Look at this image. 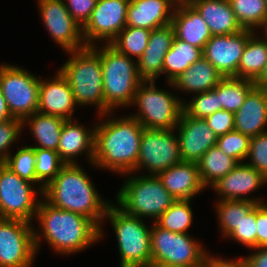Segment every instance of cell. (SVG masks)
Masks as SVG:
<instances>
[{
    "label": "cell",
    "mask_w": 267,
    "mask_h": 267,
    "mask_svg": "<svg viewBox=\"0 0 267 267\" xmlns=\"http://www.w3.org/2000/svg\"><path fill=\"white\" fill-rule=\"evenodd\" d=\"M95 125L93 165L130 176L137 164L144 127L132 116L108 118Z\"/></svg>",
    "instance_id": "6da1fadb"
},
{
    "label": "cell",
    "mask_w": 267,
    "mask_h": 267,
    "mask_svg": "<svg viewBox=\"0 0 267 267\" xmlns=\"http://www.w3.org/2000/svg\"><path fill=\"white\" fill-rule=\"evenodd\" d=\"M42 200L39 202L35 217L43 232L34 230L37 253L41 238L49 243L54 252L63 255L75 254L99 241L100 228L92 220L79 213L53 207Z\"/></svg>",
    "instance_id": "7a4b0ae2"
},
{
    "label": "cell",
    "mask_w": 267,
    "mask_h": 267,
    "mask_svg": "<svg viewBox=\"0 0 267 267\" xmlns=\"http://www.w3.org/2000/svg\"><path fill=\"white\" fill-rule=\"evenodd\" d=\"M44 200L53 207L79 213L92 220L104 236L102 221L110 205L104 201L89 176L79 164H66L58 175L44 188Z\"/></svg>",
    "instance_id": "3957f363"
},
{
    "label": "cell",
    "mask_w": 267,
    "mask_h": 267,
    "mask_svg": "<svg viewBox=\"0 0 267 267\" xmlns=\"http://www.w3.org/2000/svg\"><path fill=\"white\" fill-rule=\"evenodd\" d=\"M104 44L100 49L96 45L90 46L100 56L103 73L105 114H101V118L111 115L118 107H129L137 87L143 82L138 75L136 61L110 43Z\"/></svg>",
    "instance_id": "277c9868"
},
{
    "label": "cell",
    "mask_w": 267,
    "mask_h": 267,
    "mask_svg": "<svg viewBox=\"0 0 267 267\" xmlns=\"http://www.w3.org/2000/svg\"><path fill=\"white\" fill-rule=\"evenodd\" d=\"M67 53L71 57L59 70L67 78L77 106L95 105L98 116L105 114L100 56L90 46Z\"/></svg>",
    "instance_id": "5b68a950"
},
{
    "label": "cell",
    "mask_w": 267,
    "mask_h": 267,
    "mask_svg": "<svg viewBox=\"0 0 267 267\" xmlns=\"http://www.w3.org/2000/svg\"><path fill=\"white\" fill-rule=\"evenodd\" d=\"M116 197L118 206L126 213L140 219L150 217L155 222L176 200L158 175L143 174L124 181Z\"/></svg>",
    "instance_id": "8992f818"
},
{
    "label": "cell",
    "mask_w": 267,
    "mask_h": 267,
    "mask_svg": "<svg viewBox=\"0 0 267 267\" xmlns=\"http://www.w3.org/2000/svg\"><path fill=\"white\" fill-rule=\"evenodd\" d=\"M105 217L113 225L120 253V267H151V226L110 203Z\"/></svg>",
    "instance_id": "52a82bcc"
},
{
    "label": "cell",
    "mask_w": 267,
    "mask_h": 267,
    "mask_svg": "<svg viewBox=\"0 0 267 267\" xmlns=\"http://www.w3.org/2000/svg\"><path fill=\"white\" fill-rule=\"evenodd\" d=\"M155 81H143L136 90L132 104L138 113L130 116L147 129L169 130L176 128L183 112V102L178 96L156 88Z\"/></svg>",
    "instance_id": "ba28073f"
},
{
    "label": "cell",
    "mask_w": 267,
    "mask_h": 267,
    "mask_svg": "<svg viewBox=\"0 0 267 267\" xmlns=\"http://www.w3.org/2000/svg\"><path fill=\"white\" fill-rule=\"evenodd\" d=\"M151 267H202L206 250L186 233L151 225Z\"/></svg>",
    "instance_id": "9c48e42d"
},
{
    "label": "cell",
    "mask_w": 267,
    "mask_h": 267,
    "mask_svg": "<svg viewBox=\"0 0 267 267\" xmlns=\"http://www.w3.org/2000/svg\"><path fill=\"white\" fill-rule=\"evenodd\" d=\"M40 78L14 65H0V90L13 118L24 120L38 112Z\"/></svg>",
    "instance_id": "30bf717a"
},
{
    "label": "cell",
    "mask_w": 267,
    "mask_h": 267,
    "mask_svg": "<svg viewBox=\"0 0 267 267\" xmlns=\"http://www.w3.org/2000/svg\"><path fill=\"white\" fill-rule=\"evenodd\" d=\"M32 184V185H31ZM33 183L21 179L4 164H0V218L18 219L33 223L42 191L35 190Z\"/></svg>",
    "instance_id": "8fae6325"
},
{
    "label": "cell",
    "mask_w": 267,
    "mask_h": 267,
    "mask_svg": "<svg viewBox=\"0 0 267 267\" xmlns=\"http://www.w3.org/2000/svg\"><path fill=\"white\" fill-rule=\"evenodd\" d=\"M173 130L144 128L134 172L145 168L149 175H158L182 161L177 134L174 135Z\"/></svg>",
    "instance_id": "7c38bea8"
},
{
    "label": "cell",
    "mask_w": 267,
    "mask_h": 267,
    "mask_svg": "<svg viewBox=\"0 0 267 267\" xmlns=\"http://www.w3.org/2000/svg\"><path fill=\"white\" fill-rule=\"evenodd\" d=\"M23 220L0 218V267H32L34 228Z\"/></svg>",
    "instance_id": "4fadbf2b"
},
{
    "label": "cell",
    "mask_w": 267,
    "mask_h": 267,
    "mask_svg": "<svg viewBox=\"0 0 267 267\" xmlns=\"http://www.w3.org/2000/svg\"><path fill=\"white\" fill-rule=\"evenodd\" d=\"M130 0H97L91 17L82 28L86 46L94 41L110 43L125 27Z\"/></svg>",
    "instance_id": "5bb4252c"
},
{
    "label": "cell",
    "mask_w": 267,
    "mask_h": 267,
    "mask_svg": "<svg viewBox=\"0 0 267 267\" xmlns=\"http://www.w3.org/2000/svg\"><path fill=\"white\" fill-rule=\"evenodd\" d=\"M37 3L46 29L63 50L69 52L87 47L82 27L71 17L64 0H38Z\"/></svg>",
    "instance_id": "9a60e30c"
},
{
    "label": "cell",
    "mask_w": 267,
    "mask_h": 267,
    "mask_svg": "<svg viewBox=\"0 0 267 267\" xmlns=\"http://www.w3.org/2000/svg\"><path fill=\"white\" fill-rule=\"evenodd\" d=\"M256 31L244 29L236 34L212 36L202 53L223 77H236L248 39Z\"/></svg>",
    "instance_id": "2e32d148"
},
{
    "label": "cell",
    "mask_w": 267,
    "mask_h": 267,
    "mask_svg": "<svg viewBox=\"0 0 267 267\" xmlns=\"http://www.w3.org/2000/svg\"><path fill=\"white\" fill-rule=\"evenodd\" d=\"M175 129L182 161L197 163L218 139L205 119L189 117L184 112Z\"/></svg>",
    "instance_id": "e0dca14e"
},
{
    "label": "cell",
    "mask_w": 267,
    "mask_h": 267,
    "mask_svg": "<svg viewBox=\"0 0 267 267\" xmlns=\"http://www.w3.org/2000/svg\"><path fill=\"white\" fill-rule=\"evenodd\" d=\"M265 184H267V180L260 172L246 163H239L211 187L218 196H221L219 200H245L258 204L263 203V200L246 196Z\"/></svg>",
    "instance_id": "ac0fdd59"
},
{
    "label": "cell",
    "mask_w": 267,
    "mask_h": 267,
    "mask_svg": "<svg viewBox=\"0 0 267 267\" xmlns=\"http://www.w3.org/2000/svg\"><path fill=\"white\" fill-rule=\"evenodd\" d=\"M75 101L67 78L59 70L51 80L40 79L38 112L71 120Z\"/></svg>",
    "instance_id": "d6986e66"
},
{
    "label": "cell",
    "mask_w": 267,
    "mask_h": 267,
    "mask_svg": "<svg viewBox=\"0 0 267 267\" xmlns=\"http://www.w3.org/2000/svg\"><path fill=\"white\" fill-rule=\"evenodd\" d=\"M175 38L171 24L151 32L147 47L137 61V71L143 81H156L162 74L164 57L172 47Z\"/></svg>",
    "instance_id": "ffe728a7"
},
{
    "label": "cell",
    "mask_w": 267,
    "mask_h": 267,
    "mask_svg": "<svg viewBox=\"0 0 267 267\" xmlns=\"http://www.w3.org/2000/svg\"><path fill=\"white\" fill-rule=\"evenodd\" d=\"M174 9L175 6L168 0H130L126 26L148 30L168 26Z\"/></svg>",
    "instance_id": "44dd1931"
},
{
    "label": "cell",
    "mask_w": 267,
    "mask_h": 267,
    "mask_svg": "<svg viewBox=\"0 0 267 267\" xmlns=\"http://www.w3.org/2000/svg\"><path fill=\"white\" fill-rule=\"evenodd\" d=\"M234 130L250 137L267 132V90L254 87L234 113Z\"/></svg>",
    "instance_id": "7402d4cb"
},
{
    "label": "cell",
    "mask_w": 267,
    "mask_h": 267,
    "mask_svg": "<svg viewBox=\"0 0 267 267\" xmlns=\"http://www.w3.org/2000/svg\"><path fill=\"white\" fill-rule=\"evenodd\" d=\"M158 177L175 199L193 200L194 196L206 189L195 162L181 161L160 172Z\"/></svg>",
    "instance_id": "603a6c76"
},
{
    "label": "cell",
    "mask_w": 267,
    "mask_h": 267,
    "mask_svg": "<svg viewBox=\"0 0 267 267\" xmlns=\"http://www.w3.org/2000/svg\"><path fill=\"white\" fill-rule=\"evenodd\" d=\"M65 120L61 132L57 153L66 164H77L75 157L85 154L93 164L94 160V142H95V125L87 129L78 122ZM91 129V131H90Z\"/></svg>",
    "instance_id": "cb8c5ba5"
},
{
    "label": "cell",
    "mask_w": 267,
    "mask_h": 267,
    "mask_svg": "<svg viewBox=\"0 0 267 267\" xmlns=\"http://www.w3.org/2000/svg\"><path fill=\"white\" fill-rule=\"evenodd\" d=\"M171 25L177 39L202 50L212 37L207 23L191 4L175 7Z\"/></svg>",
    "instance_id": "d4e9b609"
},
{
    "label": "cell",
    "mask_w": 267,
    "mask_h": 267,
    "mask_svg": "<svg viewBox=\"0 0 267 267\" xmlns=\"http://www.w3.org/2000/svg\"><path fill=\"white\" fill-rule=\"evenodd\" d=\"M190 4L207 23L212 36L236 34L244 30L229 0H191Z\"/></svg>",
    "instance_id": "484cf974"
},
{
    "label": "cell",
    "mask_w": 267,
    "mask_h": 267,
    "mask_svg": "<svg viewBox=\"0 0 267 267\" xmlns=\"http://www.w3.org/2000/svg\"><path fill=\"white\" fill-rule=\"evenodd\" d=\"M222 78L217 69L202 56L168 85L187 93H201L213 90Z\"/></svg>",
    "instance_id": "4316f807"
},
{
    "label": "cell",
    "mask_w": 267,
    "mask_h": 267,
    "mask_svg": "<svg viewBox=\"0 0 267 267\" xmlns=\"http://www.w3.org/2000/svg\"><path fill=\"white\" fill-rule=\"evenodd\" d=\"M64 122L63 118L35 112L26 117L22 124L23 128L25 124L30 127L38 143L32 147L57 151Z\"/></svg>",
    "instance_id": "83f0119b"
},
{
    "label": "cell",
    "mask_w": 267,
    "mask_h": 267,
    "mask_svg": "<svg viewBox=\"0 0 267 267\" xmlns=\"http://www.w3.org/2000/svg\"><path fill=\"white\" fill-rule=\"evenodd\" d=\"M202 56V49L175 37L172 47L164 57L162 74H165L167 82L171 83Z\"/></svg>",
    "instance_id": "f1b7e54d"
},
{
    "label": "cell",
    "mask_w": 267,
    "mask_h": 267,
    "mask_svg": "<svg viewBox=\"0 0 267 267\" xmlns=\"http://www.w3.org/2000/svg\"><path fill=\"white\" fill-rule=\"evenodd\" d=\"M203 185L207 188L227 175L239 163L224 154L216 145L204 153L196 163Z\"/></svg>",
    "instance_id": "f546056e"
},
{
    "label": "cell",
    "mask_w": 267,
    "mask_h": 267,
    "mask_svg": "<svg viewBox=\"0 0 267 267\" xmlns=\"http://www.w3.org/2000/svg\"><path fill=\"white\" fill-rule=\"evenodd\" d=\"M267 62V42L255 33L248 39L243 50L236 77L255 81Z\"/></svg>",
    "instance_id": "4dcf8cb0"
},
{
    "label": "cell",
    "mask_w": 267,
    "mask_h": 267,
    "mask_svg": "<svg viewBox=\"0 0 267 267\" xmlns=\"http://www.w3.org/2000/svg\"><path fill=\"white\" fill-rule=\"evenodd\" d=\"M254 87L251 80L223 77L214 88L218 92L220 110L236 113Z\"/></svg>",
    "instance_id": "1f68e13d"
},
{
    "label": "cell",
    "mask_w": 267,
    "mask_h": 267,
    "mask_svg": "<svg viewBox=\"0 0 267 267\" xmlns=\"http://www.w3.org/2000/svg\"><path fill=\"white\" fill-rule=\"evenodd\" d=\"M256 204V202L245 200H219L215 209L222 236L227 238L241 222L243 216H246Z\"/></svg>",
    "instance_id": "d6a6232c"
},
{
    "label": "cell",
    "mask_w": 267,
    "mask_h": 267,
    "mask_svg": "<svg viewBox=\"0 0 267 267\" xmlns=\"http://www.w3.org/2000/svg\"><path fill=\"white\" fill-rule=\"evenodd\" d=\"M190 201L189 199H176L156 223L171 232L188 234L187 230L193 222Z\"/></svg>",
    "instance_id": "836d02e7"
},
{
    "label": "cell",
    "mask_w": 267,
    "mask_h": 267,
    "mask_svg": "<svg viewBox=\"0 0 267 267\" xmlns=\"http://www.w3.org/2000/svg\"><path fill=\"white\" fill-rule=\"evenodd\" d=\"M152 30L126 26L110 44L130 58L138 60L144 53Z\"/></svg>",
    "instance_id": "e575fe53"
},
{
    "label": "cell",
    "mask_w": 267,
    "mask_h": 267,
    "mask_svg": "<svg viewBox=\"0 0 267 267\" xmlns=\"http://www.w3.org/2000/svg\"><path fill=\"white\" fill-rule=\"evenodd\" d=\"M229 3L243 29L257 30L267 16V0H229Z\"/></svg>",
    "instance_id": "d590c367"
},
{
    "label": "cell",
    "mask_w": 267,
    "mask_h": 267,
    "mask_svg": "<svg viewBox=\"0 0 267 267\" xmlns=\"http://www.w3.org/2000/svg\"><path fill=\"white\" fill-rule=\"evenodd\" d=\"M36 155L35 173L39 182L38 191L44 188L58 175L66 163L59 157L57 151L34 148Z\"/></svg>",
    "instance_id": "8d00e7d4"
},
{
    "label": "cell",
    "mask_w": 267,
    "mask_h": 267,
    "mask_svg": "<svg viewBox=\"0 0 267 267\" xmlns=\"http://www.w3.org/2000/svg\"><path fill=\"white\" fill-rule=\"evenodd\" d=\"M4 165L21 179L27 180L33 184L39 183L35 173L36 155L34 147L26 145L21 147L15 154L11 155L10 153Z\"/></svg>",
    "instance_id": "74e56055"
},
{
    "label": "cell",
    "mask_w": 267,
    "mask_h": 267,
    "mask_svg": "<svg viewBox=\"0 0 267 267\" xmlns=\"http://www.w3.org/2000/svg\"><path fill=\"white\" fill-rule=\"evenodd\" d=\"M195 95L190 102H183V112L187 116L204 119L220 110L218 92L215 89Z\"/></svg>",
    "instance_id": "f35d334b"
},
{
    "label": "cell",
    "mask_w": 267,
    "mask_h": 267,
    "mask_svg": "<svg viewBox=\"0 0 267 267\" xmlns=\"http://www.w3.org/2000/svg\"><path fill=\"white\" fill-rule=\"evenodd\" d=\"M251 137L233 130L225 135L219 136L216 146L227 156L235 159L238 163H243L249 153Z\"/></svg>",
    "instance_id": "ab89813d"
},
{
    "label": "cell",
    "mask_w": 267,
    "mask_h": 267,
    "mask_svg": "<svg viewBox=\"0 0 267 267\" xmlns=\"http://www.w3.org/2000/svg\"><path fill=\"white\" fill-rule=\"evenodd\" d=\"M256 206L246 215L241 222L228 235V238L241 243L246 248H257Z\"/></svg>",
    "instance_id": "60d3db41"
},
{
    "label": "cell",
    "mask_w": 267,
    "mask_h": 267,
    "mask_svg": "<svg viewBox=\"0 0 267 267\" xmlns=\"http://www.w3.org/2000/svg\"><path fill=\"white\" fill-rule=\"evenodd\" d=\"M247 165L260 172L267 180V132L253 136L250 139Z\"/></svg>",
    "instance_id": "b9f144b4"
},
{
    "label": "cell",
    "mask_w": 267,
    "mask_h": 267,
    "mask_svg": "<svg viewBox=\"0 0 267 267\" xmlns=\"http://www.w3.org/2000/svg\"><path fill=\"white\" fill-rule=\"evenodd\" d=\"M23 130L22 120L12 118L0 122V164H4L10 154V146L18 140Z\"/></svg>",
    "instance_id": "7bdbcfd3"
},
{
    "label": "cell",
    "mask_w": 267,
    "mask_h": 267,
    "mask_svg": "<svg viewBox=\"0 0 267 267\" xmlns=\"http://www.w3.org/2000/svg\"><path fill=\"white\" fill-rule=\"evenodd\" d=\"M64 0L71 17L83 28L89 21L97 0Z\"/></svg>",
    "instance_id": "ee69618b"
},
{
    "label": "cell",
    "mask_w": 267,
    "mask_h": 267,
    "mask_svg": "<svg viewBox=\"0 0 267 267\" xmlns=\"http://www.w3.org/2000/svg\"><path fill=\"white\" fill-rule=\"evenodd\" d=\"M204 119L218 137L234 130V113L230 111L222 109Z\"/></svg>",
    "instance_id": "f6af8a7d"
},
{
    "label": "cell",
    "mask_w": 267,
    "mask_h": 267,
    "mask_svg": "<svg viewBox=\"0 0 267 267\" xmlns=\"http://www.w3.org/2000/svg\"><path fill=\"white\" fill-rule=\"evenodd\" d=\"M257 247L267 242V203L256 204Z\"/></svg>",
    "instance_id": "bcb514c9"
},
{
    "label": "cell",
    "mask_w": 267,
    "mask_h": 267,
    "mask_svg": "<svg viewBox=\"0 0 267 267\" xmlns=\"http://www.w3.org/2000/svg\"><path fill=\"white\" fill-rule=\"evenodd\" d=\"M202 267H248L245 257L233 260L221 259L206 253Z\"/></svg>",
    "instance_id": "7dc6e473"
},
{
    "label": "cell",
    "mask_w": 267,
    "mask_h": 267,
    "mask_svg": "<svg viewBox=\"0 0 267 267\" xmlns=\"http://www.w3.org/2000/svg\"><path fill=\"white\" fill-rule=\"evenodd\" d=\"M252 249L255 252L245 257L248 267H267V249L263 247Z\"/></svg>",
    "instance_id": "c3c4849f"
},
{
    "label": "cell",
    "mask_w": 267,
    "mask_h": 267,
    "mask_svg": "<svg viewBox=\"0 0 267 267\" xmlns=\"http://www.w3.org/2000/svg\"><path fill=\"white\" fill-rule=\"evenodd\" d=\"M13 117L11 116L8 107H7V103L6 100L0 90V122L6 121V120H10Z\"/></svg>",
    "instance_id": "681fc988"
},
{
    "label": "cell",
    "mask_w": 267,
    "mask_h": 267,
    "mask_svg": "<svg viewBox=\"0 0 267 267\" xmlns=\"http://www.w3.org/2000/svg\"><path fill=\"white\" fill-rule=\"evenodd\" d=\"M255 87L267 90V62L258 78L254 81Z\"/></svg>",
    "instance_id": "f907efd6"
},
{
    "label": "cell",
    "mask_w": 267,
    "mask_h": 267,
    "mask_svg": "<svg viewBox=\"0 0 267 267\" xmlns=\"http://www.w3.org/2000/svg\"><path fill=\"white\" fill-rule=\"evenodd\" d=\"M168 1L175 7H180L191 3V0H168Z\"/></svg>",
    "instance_id": "816d5d0a"
},
{
    "label": "cell",
    "mask_w": 267,
    "mask_h": 267,
    "mask_svg": "<svg viewBox=\"0 0 267 267\" xmlns=\"http://www.w3.org/2000/svg\"><path fill=\"white\" fill-rule=\"evenodd\" d=\"M261 27V30H263V33L265 34L264 37H260L262 40H264L265 42H267V16L264 18V20L262 21L261 25L259 26V29Z\"/></svg>",
    "instance_id": "f5cc1de1"
},
{
    "label": "cell",
    "mask_w": 267,
    "mask_h": 267,
    "mask_svg": "<svg viewBox=\"0 0 267 267\" xmlns=\"http://www.w3.org/2000/svg\"><path fill=\"white\" fill-rule=\"evenodd\" d=\"M261 247L266 248L267 249V242H265Z\"/></svg>",
    "instance_id": "db71d44e"
}]
</instances>
